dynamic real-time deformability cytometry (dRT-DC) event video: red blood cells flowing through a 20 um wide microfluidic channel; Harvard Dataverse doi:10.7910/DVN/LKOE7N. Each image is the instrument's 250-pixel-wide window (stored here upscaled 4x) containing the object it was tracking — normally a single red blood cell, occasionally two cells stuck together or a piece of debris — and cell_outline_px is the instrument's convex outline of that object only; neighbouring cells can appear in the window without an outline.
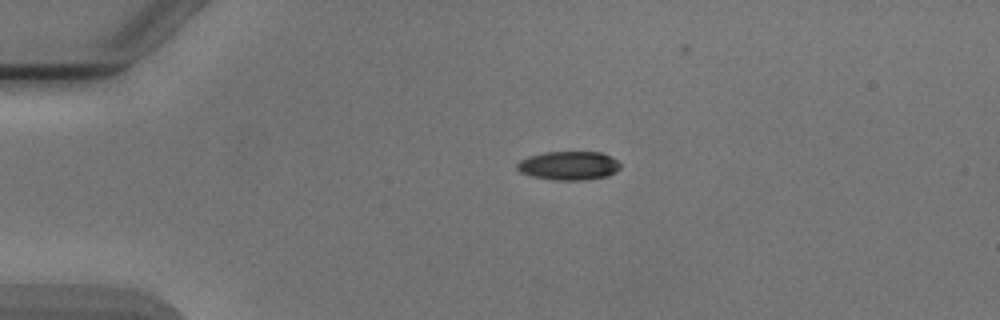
{"species": "Egyptian fruit bat (a non-hibernating species)", "species_latin": "Rousettus aegyptiacus", "temperature_condition": "cold", "stored_images_in_passage": 3, "camera_frame_rate_fps": 3000, "um_per_image_px": 0.085, "animal": {"sex": "male"}, "frame": {"image": 1, "passage_image": 1, "time_ms": 0.0, "image_size_px": [1000, 320], "cell_outline_px": [[620, 168], [616, 172], [608, 176], [584, 180], [552, 180], [532, 176], [520, 172], [516, 168], [516, 164], [520, 160], [528, 156], [544, 152], [600, 152], [616, 160], [620, 164]], "centroid_in_image_um": [48.32, 14.08], "position_along_channel_um": 36.7, "area_um2": 17.34}}